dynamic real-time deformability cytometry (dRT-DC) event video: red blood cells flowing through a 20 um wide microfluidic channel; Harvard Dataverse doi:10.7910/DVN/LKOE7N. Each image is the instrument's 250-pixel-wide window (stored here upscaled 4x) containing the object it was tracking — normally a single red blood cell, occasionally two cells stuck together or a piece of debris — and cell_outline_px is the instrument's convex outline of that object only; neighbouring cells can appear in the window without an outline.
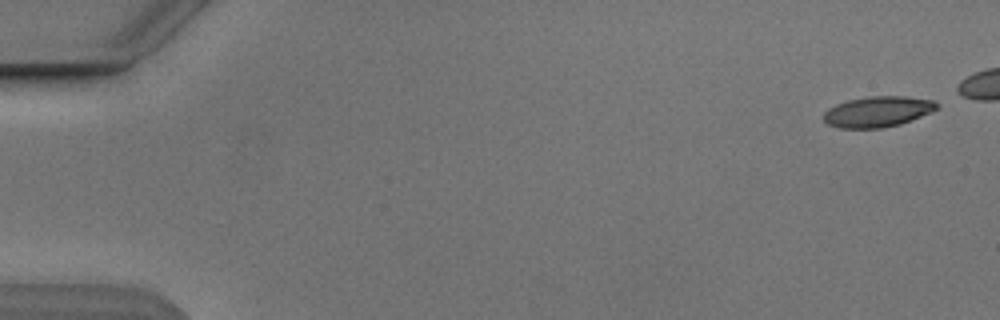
{"species": "Egyptian fruit bat (a non-hibernating species)", "species_latin": "Rousettus aegyptiacus", "temperature_condition": "cold", "stored_images_in_passage": 6, "camera_frame_rate_fps": 3000, "um_per_image_px": 0.085, "animal": {"sex": "male"}, "frame": {"image": 1, "passage_image": 1, "time_ms": 0.0, "image_size_px": [1000, 320], "cell_outline_px": [[940, 108], [932, 112], [900, 124], [880, 128], [840, 128], [828, 124], [824, 120], [824, 112], [828, 108], [836, 104], [848, 100], [868, 96], [904, 96], [932, 100], [940, 104]], "centroid_in_image_um": [74.63, 9.48], "position_along_channel_um": 10.4, "area_um2": 20.29}}
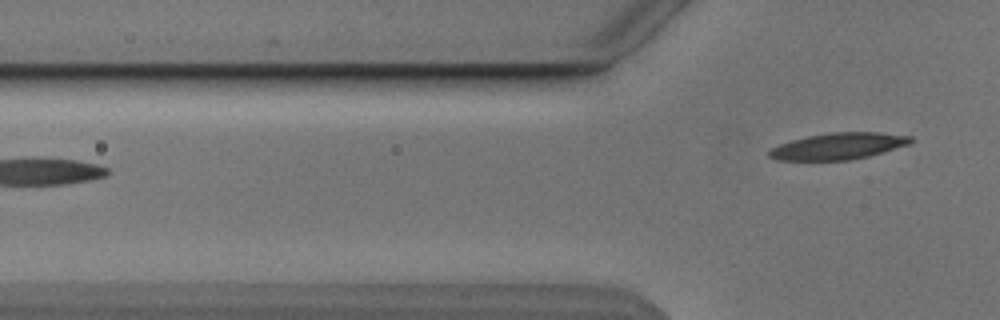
{"frame": {"image": 2, "passage_image": 6, "time_ms": 6.667, "image_size_px": [1000, 320], "cell_outline_px": [[912, 140], [908, 144], [868, 156], [848, 160], [776, 160], [768, 156], [768, 152], [772, 148], [780, 144], [792, 140], [808, 136], [832, 132], [880, 132], [912, 136]], "centroid_in_image_um": [71.24, 12.42], "position_along_channel_um": 54.6, "area_um2": 21.62}}